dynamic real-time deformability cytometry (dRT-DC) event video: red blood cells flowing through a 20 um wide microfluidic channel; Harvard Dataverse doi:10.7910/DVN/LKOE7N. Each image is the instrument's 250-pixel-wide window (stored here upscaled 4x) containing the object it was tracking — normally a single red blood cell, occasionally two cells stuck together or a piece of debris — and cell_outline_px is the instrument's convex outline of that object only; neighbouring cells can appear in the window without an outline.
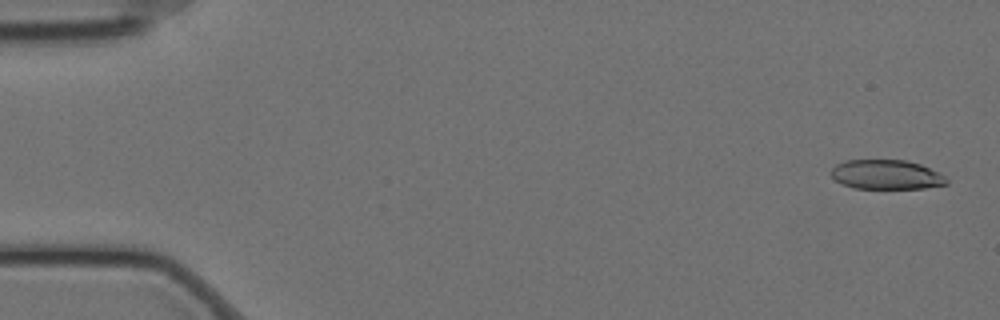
{"species": "Egyptian fruit bat (a non-hibernating species)", "species_latin": "Rousettus aegyptiacus", "temperature_condition": "cold", "stored_images_in_passage": 16, "camera_frame_rate_fps": 3000, "um_per_image_px": 0.085, "animal": {"sex": "female"}, "frame": {"image": 1, "passage_image": 2, "time_ms": 0.333, "image_size_px": [1000, 320], "cell_outline_px": [[948, 184], [924, 188], [852, 188], [836, 180], [832, 176], [832, 168], [836, 164], [844, 160], [908, 160], [920, 164], [940, 172], [948, 180]], "centroid_in_image_um": [75.37, 14.83], "position_along_channel_um": 9.6, "area_um2": 19.83}}
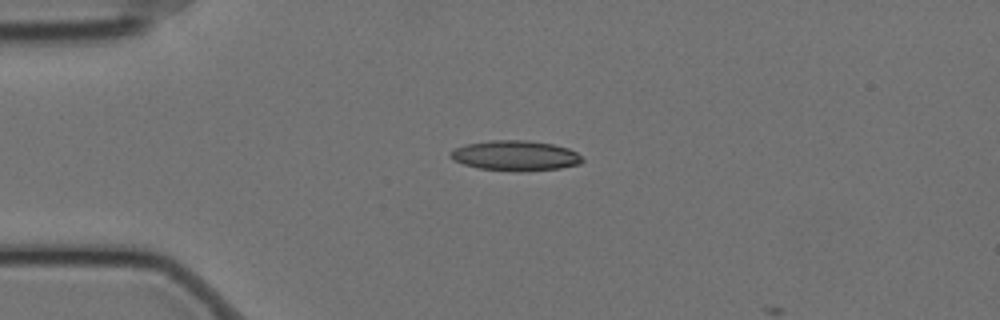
{"frame": {"image": 2, "passage_image": 14, "time_ms": 4.333, "image_size_px": [1000, 320], "cell_outline_px": [[584, 160], [580, 164], [560, 168], [480, 168], [464, 164], [448, 156], [448, 152], [456, 148], [468, 144], [488, 140], [528, 140], [552, 144], [568, 148], [576, 152]], "centroid_in_image_um": [43.8, 13.17], "position_along_channel_um": 41.2, "area_um2": 21.96}}